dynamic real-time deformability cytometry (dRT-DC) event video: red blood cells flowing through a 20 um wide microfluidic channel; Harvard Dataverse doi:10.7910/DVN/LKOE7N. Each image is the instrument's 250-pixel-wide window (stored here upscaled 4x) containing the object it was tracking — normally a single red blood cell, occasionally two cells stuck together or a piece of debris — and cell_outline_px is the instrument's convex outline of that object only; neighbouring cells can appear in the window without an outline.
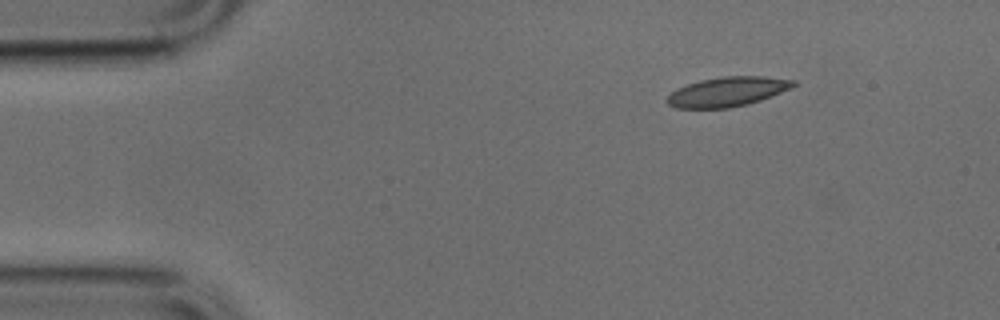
{"species": "common noctule bat (a hibernating species)", "species_latin": "Nyctalus noctula", "temperature_condition": "cold", "stored_images_in_passage": 13, "camera_frame_rate_fps": 3000, "um_per_image_px": 0.085, "animal": {"sex": "male", "body_mass_g": 17.9, "forearm_length_mm": 54.2}, "frame": {"image": 1, "passage_image": 1, "time_ms": 0.0, "image_size_px": [1000, 320], "cell_outline_px": [[796, 84], [792, 88], [760, 100], [748, 104], [728, 108], [676, 108], [668, 104], [668, 96], [676, 88], [700, 80], [720, 76], [764, 76], [796, 80]], "centroid_in_image_um": [61.85, 7.78], "position_along_channel_um": 23.1, "area_um2": 21.73}}